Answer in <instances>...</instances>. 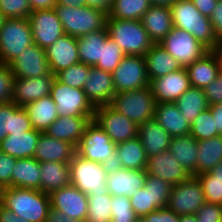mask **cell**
Returning a JSON list of instances; mask_svg holds the SVG:
<instances>
[{"label": "cell", "instance_id": "obj_61", "mask_svg": "<svg viewBox=\"0 0 222 222\" xmlns=\"http://www.w3.org/2000/svg\"><path fill=\"white\" fill-rule=\"evenodd\" d=\"M113 4V0H86V6H90L94 9H99L108 14Z\"/></svg>", "mask_w": 222, "mask_h": 222}, {"label": "cell", "instance_id": "obj_30", "mask_svg": "<svg viewBox=\"0 0 222 222\" xmlns=\"http://www.w3.org/2000/svg\"><path fill=\"white\" fill-rule=\"evenodd\" d=\"M40 133V131L32 129L23 133L7 135L0 142V151L17 159L34 157Z\"/></svg>", "mask_w": 222, "mask_h": 222}, {"label": "cell", "instance_id": "obj_27", "mask_svg": "<svg viewBox=\"0 0 222 222\" xmlns=\"http://www.w3.org/2000/svg\"><path fill=\"white\" fill-rule=\"evenodd\" d=\"M140 21L154 44H159L173 28L169 7L151 6Z\"/></svg>", "mask_w": 222, "mask_h": 222}, {"label": "cell", "instance_id": "obj_63", "mask_svg": "<svg viewBox=\"0 0 222 222\" xmlns=\"http://www.w3.org/2000/svg\"><path fill=\"white\" fill-rule=\"evenodd\" d=\"M57 4L65 5L68 7L86 5V0H56Z\"/></svg>", "mask_w": 222, "mask_h": 222}, {"label": "cell", "instance_id": "obj_62", "mask_svg": "<svg viewBox=\"0 0 222 222\" xmlns=\"http://www.w3.org/2000/svg\"><path fill=\"white\" fill-rule=\"evenodd\" d=\"M209 175L213 176V180L222 181V160L210 171L207 172Z\"/></svg>", "mask_w": 222, "mask_h": 222}, {"label": "cell", "instance_id": "obj_54", "mask_svg": "<svg viewBox=\"0 0 222 222\" xmlns=\"http://www.w3.org/2000/svg\"><path fill=\"white\" fill-rule=\"evenodd\" d=\"M209 106L222 103V72L204 89Z\"/></svg>", "mask_w": 222, "mask_h": 222}, {"label": "cell", "instance_id": "obj_21", "mask_svg": "<svg viewBox=\"0 0 222 222\" xmlns=\"http://www.w3.org/2000/svg\"><path fill=\"white\" fill-rule=\"evenodd\" d=\"M83 90L94 107L111 104L116 95L112 73L91 67Z\"/></svg>", "mask_w": 222, "mask_h": 222}, {"label": "cell", "instance_id": "obj_8", "mask_svg": "<svg viewBox=\"0 0 222 222\" xmlns=\"http://www.w3.org/2000/svg\"><path fill=\"white\" fill-rule=\"evenodd\" d=\"M108 168L76 153L69 162L70 183L87 195L101 191V188H106Z\"/></svg>", "mask_w": 222, "mask_h": 222}, {"label": "cell", "instance_id": "obj_14", "mask_svg": "<svg viewBox=\"0 0 222 222\" xmlns=\"http://www.w3.org/2000/svg\"><path fill=\"white\" fill-rule=\"evenodd\" d=\"M28 19L34 44L42 49L46 50L65 34L54 8L34 10L30 13Z\"/></svg>", "mask_w": 222, "mask_h": 222}, {"label": "cell", "instance_id": "obj_32", "mask_svg": "<svg viewBox=\"0 0 222 222\" xmlns=\"http://www.w3.org/2000/svg\"><path fill=\"white\" fill-rule=\"evenodd\" d=\"M169 151L191 176L197 175L198 140L196 138L190 134L172 137Z\"/></svg>", "mask_w": 222, "mask_h": 222}, {"label": "cell", "instance_id": "obj_64", "mask_svg": "<svg viewBox=\"0 0 222 222\" xmlns=\"http://www.w3.org/2000/svg\"><path fill=\"white\" fill-rule=\"evenodd\" d=\"M178 0H149L151 6L171 7Z\"/></svg>", "mask_w": 222, "mask_h": 222}, {"label": "cell", "instance_id": "obj_28", "mask_svg": "<svg viewBox=\"0 0 222 222\" xmlns=\"http://www.w3.org/2000/svg\"><path fill=\"white\" fill-rule=\"evenodd\" d=\"M29 116L23 107L13 102L0 104V142L12 133L32 130Z\"/></svg>", "mask_w": 222, "mask_h": 222}, {"label": "cell", "instance_id": "obj_57", "mask_svg": "<svg viewBox=\"0 0 222 222\" xmlns=\"http://www.w3.org/2000/svg\"><path fill=\"white\" fill-rule=\"evenodd\" d=\"M46 222H81L78 219H74L61 211L50 207Z\"/></svg>", "mask_w": 222, "mask_h": 222}, {"label": "cell", "instance_id": "obj_6", "mask_svg": "<svg viewBox=\"0 0 222 222\" xmlns=\"http://www.w3.org/2000/svg\"><path fill=\"white\" fill-rule=\"evenodd\" d=\"M34 44L28 18L6 19L0 28V63L9 65Z\"/></svg>", "mask_w": 222, "mask_h": 222}, {"label": "cell", "instance_id": "obj_19", "mask_svg": "<svg viewBox=\"0 0 222 222\" xmlns=\"http://www.w3.org/2000/svg\"><path fill=\"white\" fill-rule=\"evenodd\" d=\"M55 75L50 73L38 78H14L12 102L20 107L49 96Z\"/></svg>", "mask_w": 222, "mask_h": 222}, {"label": "cell", "instance_id": "obj_34", "mask_svg": "<svg viewBox=\"0 0 222 222\" xmlns=\"http://www.w3.org/2000/svg\"><path fill=\"white\" fill-rule=\"evenodd\" d=\"M23 108L33 129L40 132H44L58 118L56 104L50 95L28 103Z\"/></svg>", "mask_w": 222, "mask_h": 222}, {"label": "cell", "instance_id": "obj_35", "mask_svg": "<svg viewBox=\"0 0 222 222\" xmlns=\"http://www.w3.org/2000/svg\"><path fill=\"white\" fill-rule=\"evenodd\" d=\"M40 175V190L50 194L70 184L69 163L41 162Z\"/></svg>", "mask_w": 222, "mask_h": 222}, {"label": "cell", "instance_id": "obj_10", "mask_svg": "<svg viewBox=\"0 0 222 222\" xmlns=\"http://www.w3.org/2000/svg\"><path fill=\"white\" fill-rule=\"evenodd\" d=\"M181 65L186 68L210 50L185 30L173 27L159 43Z\"/></svg>", "mask_w": 222, "mask_h": 222}, {"label": "cell", "instance_id": "obj_16", "mask_svg": "<svg viewBox=\"0 0 222 222\" xmlns=\"http://www.w3.org/2000/svg\"><path fill=\"white\" fill-rule=\"evenodd\" d=\"M9 66L14 78H38L51 73L45 49L36 44L22 51Z\"/></svg>", "mask_w": 222, "mask_h": 222}, {"label": "cell", "instance_id": "obj_12", "mask_svg": "<svg viewBox=\"0 0 222 222\" xmlns=\"http://www.w3.org/2000/svg\"><path fill=\"white\" fill-rule=\"evenodd\" d=\"M112 77L116 93L150 85L144 56L125 55L112 72Z\"/></svg>", "mask_w": 222, "mask_h": 222}, {"label": "cell", "instance_id": "obj_15", "mask_svg": "<svg viewBox=\"0 0 222 222\" xmlns=\"http://www.w3.org/2000/svg\"><path fill=\"white\" fill-rule=\"evenodd\" d=\"M146 177V169L132 170L112 165L107 170L106 188L112 196L131 197L144 187Z\"/></svg>", "mask_w": 222, "mask_h": 222}, {"label": "cell", "instance_id": "obj_23", "mask_svg": "<svg viewBox=\"0 0 222 222\" xmlns=\"http://www.w3.org/2000/svg\"><path fill=\"white\" fill-rule=\"evenodd\" d=\"M93 118L94 116H58L44 133L73 144L77 148L86 126Z\"/></svg>", "mask_w": 222, "mask_h": 222}, {"label": "cell", "instance_id": "obj_2", "mask_svg": "<svg viewBox=\"0 0 222 222\" xmlns=\"http://www.w3.org/2000/svg\"><path fill=\"white\" fill-rule=\"evenodd\" d=\"M170 9L173 27L187 31L209 50H215L219 40L211 20L202 15L191 0H178Z\"/></svg>", "mask_w": 222, "mask_h": 222}, {"label": "cell", "instance_id": "obj_4", "mask_svg": "<svg viewBox=\"0 0 222 222\" xmlns=\"http://www.w3.org/2000/svg\"><path fill=\"white\" fill-rule=\"evenodd\" d=\"M106 28L125 55L144 56L154 45L140 20L107 18Z\"/></svg>", "mask_w": 222, "mask_h": 222}, {"label": "cell", "instance_id": "obj_41", "mask_svg": "<svg viewBox=\"0 0 222 222\" xmlns=\"http://www.w3.org/2000/svg\"><path fill=\"white\" fill-rule=\"evenodd\" d=\"M150 7L149 0H113L107 18L141 20Z\"/></svg>", "mask_w": 222, "mask_h": 222}, {"label": "cell", "instance_id": "obj_20", "mask_svg": "<svg viewBox=\"0 0 222 222\" xmlns=\"http://www.w3.org/2000/svg\"><path fill=\"white\" fill-rule=\"evenodd\" d=\"M146 172L168 181L172 185L185 182L192 177L169 150L148 157Z\"/></svg>", "mask_w": 222, "mask_h": 222}, {"label": "cell", "instance_id": "obj_43", "mask_svg": "<svg viewBox=\"0 0 222 222\" xmlns=\"http://www.w3.org/2000/svg\"><path fill=\"white\" fill-rule=\"evenodd\" d=\"M124 56L123 50L108 37L102 46V61H98L94 67L112 73Z\"/></svg>", "mask_w": 222, "mask_h": 222}, {"label": "cell", "instance_id": "obj_31", "mask_svg": "<svg viewBox=\"0 0 222 222\" xmlns=\"http://www.w3.org/2000/svg\"><path fill=\"white\" fill-rule=\"evenodd\" d=\"M147 159L142 142L138 137L116 144L115 166L144 170L147 167Z\"/></svg>", "mask_w": 222, "mask_h": 222}, {"label": "cell", "instance_id": "obj_44", "mask_svg": "<svg viewBox=\"0 0 222 222\" xmlns=\"http://www.w3.org/2000/svg\"><path fill=\"white\" fill-rule=\"evenodd\" d=\"M91 66L84 63H77L71 67L58 72L55 78L70 87L83 89L85 81L87 80Z\"/></svg>", "mask_w": 222, "mask_h": 222}, {"label": "cell", "instance_id": "obj_47", "mask_svg": "<svg viewBox=\"0 0 222 222\" xmlns=\"http://www.w3.org/2000/svg\"><path fill=\"white\" fill-rule=\"evenodd\" d=\"M129 198L131 206L139 218L158 209L155 205V201H153V195L150 189H147L145 186Z\"/></svg>", "mask_w": 222, "mask_h": 222}, {"label": "cell", "instance_id": "obj_7", "mask_svg": "<svg viewBox=\"0 0 222 222\" xmlns=\"http://www.w3.org/2000/svg\"><path fill=\"white\" fill-rule=\"evenodd\" d=\"M76 151L87 160L111 167L115 162L116 144L94 120H91Z\"/></svg>", "mask_w": 222, "mask_h": 222}, {"label": "cell", "instance_id": "obj_45", "mask_svg": "<svg viewBox=\"0 0 222 222\" xmlns=\"http://www.w3.org/2000/svg\"><path fill=\"white\" fill-rule=\"evenodd\" d=\"M144 186L150 189L156 207L165 208L173 185L159 177L147 174Z\"/></svg>", "mask_w": 222, "mask_h": 222}, {"label": "cell", "instance_id": "obj_52", "mask_svg": "<svg viewBox=\"0 0 222 222\" xmlns=\"http://www.w3.org/2000/svg\"><path fill=\"white\" fill-rule=\"evenodd\" d=\"M199 222H222V206L205 203L196 213Z\"/></svg>", "mask_w": 222, "mask_h": 222}, {"label": "cell", "instance_id": "obj_42", "mask_svg": "<svg viewBox=\"0 0 222 222\" xmlns=\"http://www.w3.org/2000/svg\"><path fill=\"white\" fill-rule=\"evenodd\" d=\"M190 135L198 141L218 136L212 112L208 108L201 112L190 125Z\"/></svg>", "mask_w": 222, "mask_h": 222}, {"label": "cell", "instance_id": "obj_60", "mask_svg": "<svg viewBox=\"0 0 222 222\" xmlns=\"http://www.w3.org/2000/svg\"><path fill=\"white\" fill-rule=\"evenodd\" d=\"M31 11L53 9L57 4L56 0H28Z\"/></svg>", "mask_w": 222, "mask_h": 222}, {"label": "cell", "instance_id": "obj_68", "mask_svg": "<svg viewBox=\"0 0 222 222\" xmlns=\"http://www.w3.org/2000/svg\"><path fill=\"white\" fill-rule=\"evenodd\" d=\"M135 222H145V221L140 217Z\"/></svg>", "mask_w": 222, "mask_h": 222}, {"label": "cell", "instance_id": "obj_11", "mask_svg": "<svg viewBox=\"0 0 222 222\" xmlns=\"http://www.w3.org/2000/svg\"><path fill=\"white\" fill-rule=\"evenodd\" d=\"M93 120L115 144L138 136V125L116 111L110 104L95 107Z\"/></svg>", "mask_w": 222, "mask_h": 222}, {"label": "cell", "instance_id": "obj_29", "mask_svg": "<svg viewBox=\"0 0 222 222\" xmlns=\"http://www.w3.org/2000/svg\"><path fill=\"white\" fill-rule=\"evenodd\" d=\"M154 119L171 137L190 134V123L173 102L156 103Z\"/></svg>", "mask_w": 222, "mask_h": 222}, {"label": "cell", "instance_id": "obj_46", "mask_svg": "<svg viewBox=\"0 0 222 222\" xmlns=\"http://www.w3.org/2000/svg\"><path fill=\"white\" fill-rule=\"evenodd\" d=\"M111 206V222H135L139 218L127 196H112Z\"/></svg>", "mask_w": 222, "mask_h": 222}, {"label": "cell", "instance_id": "obj_58", "mask_svg": "<svg viewBox=\"0 0 222 222\" xmlns=\"http://www.w3.org/2000/svg\"><path fill=\"white\" fill-rule=\"evenodd\" d=\"M215 123V129L219 135H222V103L209 106Z\"/></svg>", "mask_w": 222, "mask_h": 222}, {"label": "cell", "instance_id": "obj_55", "mask_svg": "<svg viewBox=\"0 0 222 222\" xmlns=\"http://www.w3.org/2000/svg\"><path fill=\"white\" fill-rule=\"evenodd\" d=\"M216 37L222 40V0H219L210 17Z\"/></svg>", "mask_w": 222, "mask_h": 222}, {"label": "cell", "instance_id": "obj_26", "mask_svg": "<svg viewBox=\"0 0 222 222\" xmlns=\"http://www.w3.org/2000/svg\"><path fill=\"white\" fill-rule=\"evenodd\" d=\"M137 137L142 142L147 158L169 150L172 138L155 119L139 125Z\"/></svg>", "mask_w": 222, "mask_h": 222}, {"label": "cell", "instance_id": "obj_48", "mask_svg": "<svg viewBox=\"0 0 222 222\" xmlns=\"http://www.w3.org/2000/svg\"><path fill=\"white\" fill-rule=\"evenodd\" d=\"M202 185L207 203L222 204V181L213 180L207 172L195 176Z\"/></svg>", "mask_w": 222, "mask_h": 222}, {"label": "cell", "instance_id": "obj_49", "mask_svg": "<svg viewBox=\"0 0 222 222\" xmlns=\"http://www.w3.org/2000/svg\"><path fill=\"white\" fill-rule=\"evenodd\" d=\"M0 11L7 19L28 18L32 12L28 0H0Z\"/></svg>", "mask_w": 222, "mask_h": 222}, {"label": "cell", "instance_id": "obj_5", "mask_svg": "<svg viewBox=\"0 0 222 222\" xmlns=\"http://www.w3.org/2000/svg\"><path fill=\"white\" fill-rule=\"evenodd\" d=\"M110 105L138 126L155 116L156 100L150 86L116 93Z\"/></svg>", "mask_w": 222, "mask_h": 222}, {"label": "cell", "instance_id": "obj_37", "mask_svg": "<svg viewBox=\"0 0 222 222\" xmlns=\"http://www.w3.org/2000/svg\"><path fill=\"white\" fill-rule=\"evenodd\" d=\"M109 37L107 28L77 38L81 63L94 67L102 61V46Z\"/></svg>", "mask_w": 222, "mask_h": 222}, {"label": "cell", "instance_id": "obj_33", "mask_svg": "<svg viewBox=\"0 0 222 222\" xmlns=\"http://www.w3.org/2000/svg\"><path fill=\"white\" fill-rule=\"evenodd\" d=\"M149 80L169 74L181 68L178 61L160 44H154L144 55Z\"/></svg>", "mask_w": 222, "mask_h": 222}, {"label": "cell", "instance_id": "obj_25", "mask_svg": "<svg viewBox=\"0 0 222 222\" xmlns=\"http://www.w3.org/2000/svg\"><path fill=\"white\" fill-rule=\"evenodd\" d=\"M191 87L204 89L222 72L217 53L210 50L192 65L186 67Z\"/></svg>", "mask_w": 222, "mask_h": 222}, {"label": "cell", "instance_id": "obj_39", "mask_svg": "<svg viewBox=\"0 0 222 222\" xmlns=\"http://www.w3.org/2000/svg\"><path fill=\"white\" fill-rule=\"evenodd\" d=\"M174 103L190 124L201 112L209 108L202 88L190 87Z\"/></svg>", "mask_w": 222, "mask_h": 222}, {"label": "cell", "instance_id": "obj_53", "mask_svg": "<svg viewBox=\"0 0 222 222\" xmlns=\"http://www.w3.org/2000/svg\"><path fill=\"white\" fill-rule=\"evenodd\" d=\"M145 222H180V216L169 208H159L141 217Z\"/></svg>", "mask_w": 222, "mask_h": 222}, {"label": "cell", "instance_id": "obj_9", "mask_svg": "<svg viewBox=\"0 0 222 222\" xmlns=\"http://www.w3.org/2000/svg\"><path fill=\"white\" fill-rule=\"evenodd\" d=\"M50 96L56 104L58 116H94L95 107L83 89L70 87L55 78Z\"/></svg>", "mask_w": 222, "mask_h": 222}, {"label": "cell", "instance_id": "obj_65", "mask_svg": "<svg viewBox=\"0 0 222 222\" xmlns=\"http://www.w3.org/2000/svg\"><path fill=\"white\" fill-rule=\"evenodd\" d=\"M180 222H199L196 214L180 215Z\"/></svg>", "mask_w": 222, "mask_h": 222}, {"label": "cell", "instance_id": "obj_13", "mask_svg": "<svg viewBox=\"0 0 222 222\" xmlns=\"http://www.w3.org/2000/svg\"><path fill=\"white\" fill-rule=\"evenodd\" d=\"M206 203L202 185L196 177L173 185L166 207L177 215L196 214Z\"/></svg>", "mask_w": 222, "mask_h": 222}, {"label": "cell", "instance_id": "obj_66", "mask_svg": "<svg viewBox=\"0 0 222 222\" xmlns=\"http://www.w3.org/2000/svg\"><path fill=\"white\" fill-rule=\"evenodd\" d=\"M214 51L217 53V55L219 57V60H220V63H221V68H222V40L219 41V43L216 46Z\"/></svg>", "mask_w": 222, "mask_h": 222}, {"label": "cell", "instance_id": "obj_67", "mask_svg": "<svg viewBox=\"0 0 222 222\" xmlns=\"http://www.w3.org/2000/svg\"><path fill=\"white\" fill-rule=\"evenodd\" d=\"M6 19V16L0 11V28L4 25Z\"/></svg>", "mask_w": 222, "mask_h": 222}, {"label": "cell", "instance_id": "obj_18", "mask_svg": "<svg viewBox=\"0 0 222 222\" xmlns=\"http://www.w3.org/2000/svg\"><path fill=\"white\" fill-rule=\"evenodd\" d=\"M149 86L156 103H174L191 87V84L186 68L181 67L167 75L150 80Z\"/></svg>", "mask_w": 222, "mask_h": 222}, {"label": "cell", "instance_id": "obj_22", "mask_svg": "<svg viewBox=\"0 0 222 222\" xmlns=\"http://www.w3.org/2000/svg\"><path fill=\"white\" fill-rule=\"evenodd\" d=\"M45 52L49 69L54 75L80 62L77 38L68 34L62 35Z\"/></svg>", "mask_w": 222, "mask_h": 222}, {"label": "cell", "instance_id": "obj_36", "mask_svg": "<svg viewBox=\"0 0 222 222\" xmlns=\"http://www.w3.org/2000/svg\"><path fill=\"white\" fill-rule=\"evenodd\" d=\"M40 162L34 157L20 158L12 169L11 187L40 190Z\"/></svg>", "mask_w": 222, "mask_h": 222}, {"label": "cell", "instance_id": "obj_17", "mask_svg": "<svg viewBox=\"0 0 222 222\" xmlns=\"http://www.w3.org/2000/svg\"><path fill=\"white\" fill-rule=\"evenodd\" d=\"M51 207L64 214L85 222L88 210L87 194L71 183L49 194Z\"/></svg>", "mask_w": 222, "mask_h": 222}, {"label": "cell", "instance_id": "obj_56", "mask_svg": "<svg viewBox=\"0 0 222 222\" xmlns=\"http://www.w3.org/2000/svg\"><path fill=\"white\" fill-rule=\"evenodd\" d=\"M194 6L202 15L211 17L213 10L216 8L218 0H191Z\"/></svg>", "mask_w": 222, "mask_h": 222}, {"label": "cell", "instance_id": "obj_59", "mask_svg": "<svg viewBox=\"0 0 222 222\" xmlns=\"http://www.w3.org/2000/svg\"><path fill=\"white\" fill-rule=\"evenodd\" d=\"M0 222H29L27 219L22 218L0 203Z\"/></svg>", "mask_w": 222, "mask_h": 222}, {"label": "cell", "instance_id": "obj_51", "mask_svg": "<svg viewBox=\"0 0 222 222\" xmlns=\"http://www.w3.org/2000/svg\"><path fill=\"white\" fill-rule=\"evenodd\" d=\"M17 158L0 151V190L11 187L12 169Z\"/></svg>", "mask_w": 222, "mask_h": 222}, {"label": "cell", "instance_id": "obj_3", "mask_svg": "<svg viewBox=\"0 0 222 222\" xmlns=\"http://www.w3.org/2000/svg\"><path fill=\"white\" fill-rule=\"evenodd\" d=\"M54 10L63 26L65 34L82 37L91 32L106 28L108 14L99 9L82 5L68 7L56 4Z\"/></svg>", "mask_w": 222, "mask_h": 222}, {"label": "cell", "instance_id": "obj_1", "mask_svg": "<svg viewBox=\"0 0 222 222\" xmlns=\"http://www.w3.org/2000/svg\"><path fill=\"white\" fill-rule=\"evenodd\" d=\"M0 203L29 222H46L51 207L49 194L20 187L1 189Z\"/></svg>", "mask_w": 222, "mask_h": 222}, {"label": "cell", "instance_id": "obj_40", "mask_svg": "<svg viewBox=\"0 0 222 222\" xmlns=\"http://www.w3.org/2000/svg\"><path fill=\"white\" fill-rule=\"evenodd\" d=\"M87 198L88 210L85 222H111L112 195L108 193L107 188L91 192Z\"/></svg>", "mask_w": 222, "mask_h": 222}, {"label": "cell", "instance_id": "obj_50", "mask_svg": "<svg viewBox=\"0 0 222 222\" xmlns=\"http://www.w3.org/2000/svg\"><path fill=\"white\" fill-rule=\"evenodd\" d=\"M13 80L10 66L0 63V104L12 102Z\"/></svg>", "mask_w": 222, "mask_h": 222}, {"label": "cell", "instance_id": "obj_24", "mask_svg": "<svg viewBox=\"0 0 222 222\" xmlns=\"http://www.w3.org/2000/svg\"><path fill=\"white\" fill-rule=\"evenodd\" d=\"M76 153V147L73 144L41 132L37 141L34 158L40 163L48 161L69 163Z\"/></svg>", "mask_w": 222, "mask_h": 222}, {"label": "cell", "instance_id": "obj_38", "mask_svg": "<svg viewBox=\"0 0 222 222\" xmlns=\"http://www.w3.org/2000/svg\"><path fill=\"white\" fill-rule=\"evenodd\" d=\"M222 160V135L198 141L197 175L213 169Z\"/></svg>", "mask_w": 222, "mask_h": 222}]
</instances>
